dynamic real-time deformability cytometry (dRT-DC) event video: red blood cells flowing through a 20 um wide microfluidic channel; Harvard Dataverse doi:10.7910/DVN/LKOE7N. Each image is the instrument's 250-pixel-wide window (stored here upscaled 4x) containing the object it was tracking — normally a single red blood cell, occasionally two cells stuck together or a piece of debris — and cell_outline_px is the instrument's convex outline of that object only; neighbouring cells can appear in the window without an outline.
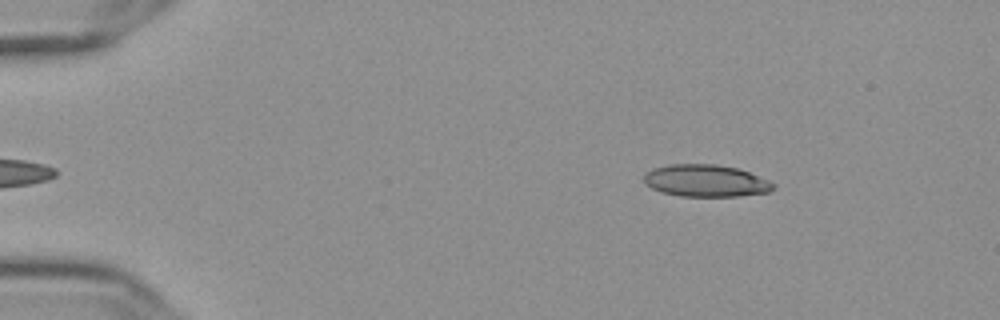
{"species": "Egyptian fruit bat (a non-hibernating species)", "species_latin": "Rousettus aegyptiacus", "temperature_condition": "cold", "stored_images_in_passage": 51, "camera_frame_rate_fps": 3000, "um_per_image_px": 0.085, "frame": {"image": 1, "passage_image": 3, "time_ms": 0.667, "image_size_px": [1000, 320], "cell_outline_px": [[776, 188], [768, 192], [736, 196], [680, 196], [660, 192], [652, 188], [644, 180], [644, 172], [652, 168], [672, 164], [712, 164], [736, 168], [748, 172], [768, 180], [776, 184]], "centroid_in_image_um": [59.98, 15.36], "position_along_channel_um": 25.0, "area_um2": 24.1}}
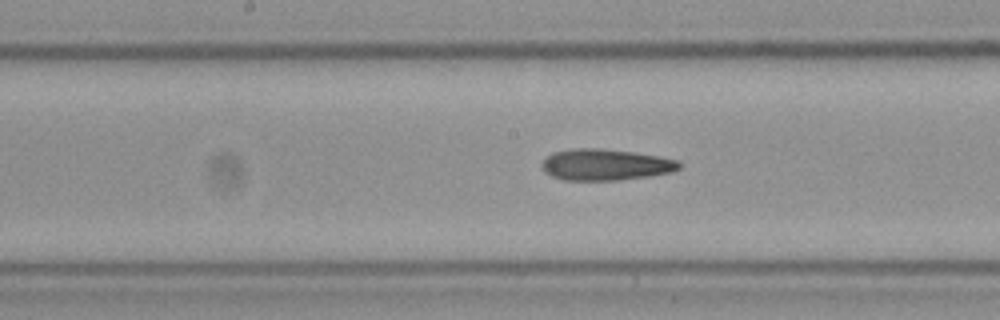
{"frame": {"image": 2, "passage_image": 24, "time_ms": 7.667, "image_size_px": [1000, 320], "cell_outline_px": [[680, 168], [672, 172], [648, 176], [620, 180], [564, 180], [552, 176], [544, 172], [544, 160], [552, 152], [572, 148], [600, 148], [632, 152], [660, 156], [676, 160], [680, 164]], "centroid_in_image_um": [51.47, 13.99], "position_along_channel_um": 196.7, "area_um2": 24.91}}
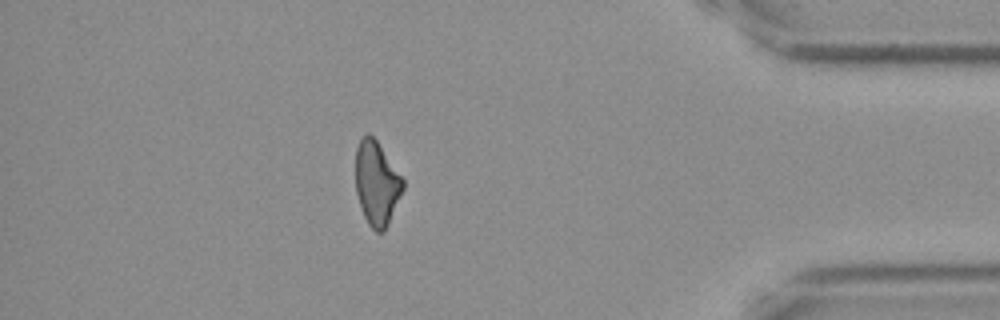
{"frame": {"image": 3, "passage_image": 44, "time_ms": 14.333, "image_size_px": [1000, 320], "cell_outline_px": [[404, 188], [384, 232], [376, 232], [368, 224], [364, 216], [356, 192], [356, 148], [360, 140], [368, 132], [376, 140], [404, 180]], "centroid_in_image_um": [32.01, 15.59], "position_along_channel_um": 403.2, "area_um2": 22.83}, "authors_computed_cell_mechanics": {"area_um2": 24.7962, "velocity_mm_per_s": 3.6347, "shape_relaxation_time_tau1_ms": null, "shape_relaxation_time_tau2_ms": 6.9748, "deformation_change_tau1": null, "deformation_change_tau2": 0.1809}}